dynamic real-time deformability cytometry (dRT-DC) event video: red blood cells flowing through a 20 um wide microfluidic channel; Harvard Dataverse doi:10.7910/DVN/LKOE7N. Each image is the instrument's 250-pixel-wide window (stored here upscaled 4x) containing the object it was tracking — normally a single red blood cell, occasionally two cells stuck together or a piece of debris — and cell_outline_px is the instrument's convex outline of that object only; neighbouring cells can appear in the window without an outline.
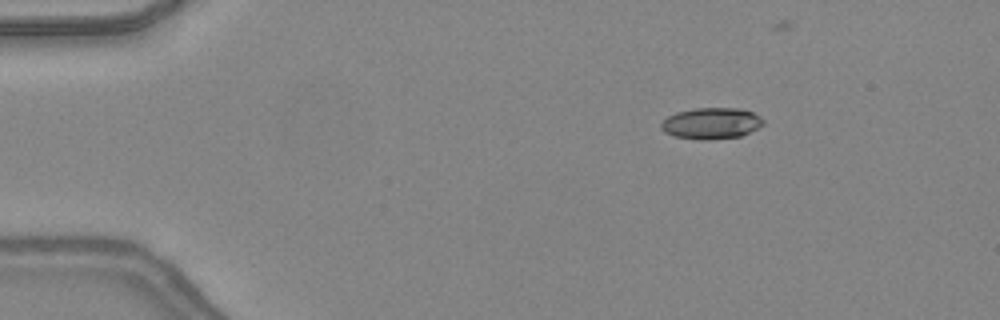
{"species": "common noctule bat (a hibernating species)", "species_latin": "Nyctalus noctula", "temperature_condition": "warm", "stored_images_in_passage": 36, "camera_frame_rate_fps": 3000, "um_per_image_px": 0.085, "animal": {"sex": "female", "body_mass_g": 24.6, "forearm_length_mm": 56.2}, "frame": {"image": 1, "passage_image": 1, "time_ms": 0.0, "image_size_px": [1000, 320], "cell_outline_px": [[764, 124], [740, 136], [704, 140], [700, 140], [676, 136], [664, 132], [660, 128], [660, 124], [668, 116], [676, 112], [696, 108], [740, 108], [752, 112], [760, 116], [764, 120]], "centroid_in_image_um": [60.45, 10.47], "position_along_channel_um": 24.6, "area_um2": 18.5}}
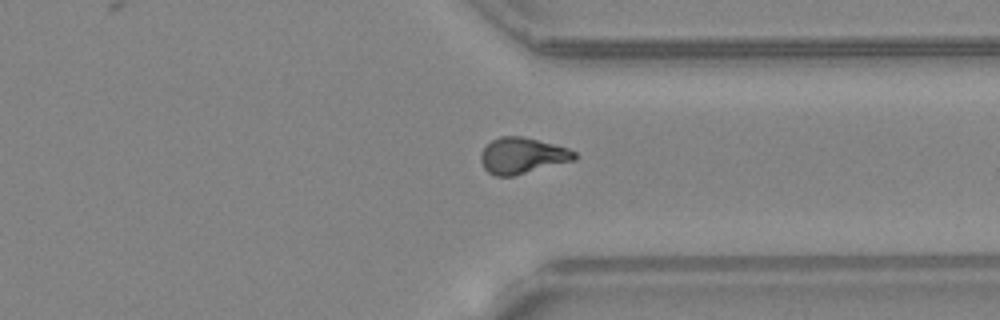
{"frame": {"image": 2, "passage_image": 30, "time_ms": 9.667, "image_size_px": [1000, 320], "cell_outline_px": [[576, 160], [512, 176], [496, 176], [488, 172], [484, 168], [480, 160], [480, 156], [484, 148], [492, 140], [500, 136], [520, 136], [568, 148], [576, 152]], "centroid_in_image_um": [44.39, 13.24], "position_along_channel_um": 367.0, "area_um2": 19.48}}
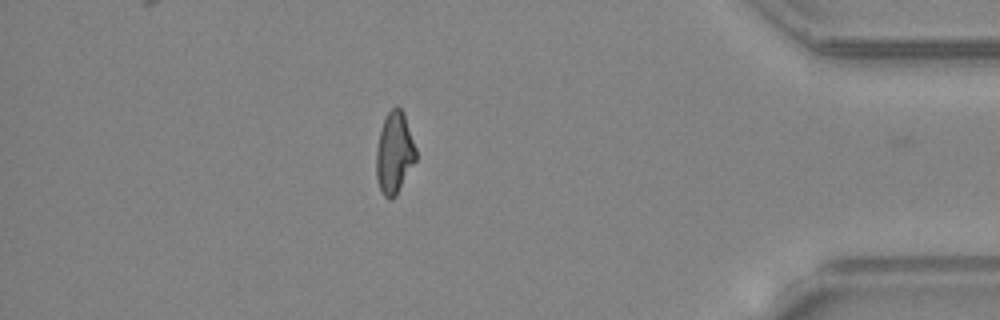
{"frame": {"image": 3, "passage_image": 35, "time_ms": 11.333, "image_size_px": [1000, 320], "cell_outline_px": [[416, 160], [396, 196], [392, 200], [388, 200], [380, 192], [376, 176], [376, 148], [380, 132], [384, 120], [388, 112], [396, 104], [404, 112], [416, 148]], "centroid_in_image_um": [33.52, 13.02], "position_along_channel_um": 401.7, "area_um2": 19.07}, "authors_computed_cell_mechanics": {"area_um2": 19.1607, "velocity_mm_per_s": 4.4008, "shape_relaxation_time_tau1_ms": null, "shape_relaxation_time_tau2_ms": 3.7212, "deformation_change_tau1": null, "deformation_change_tau2": 0.1297}}